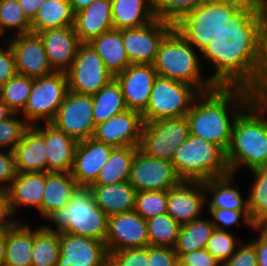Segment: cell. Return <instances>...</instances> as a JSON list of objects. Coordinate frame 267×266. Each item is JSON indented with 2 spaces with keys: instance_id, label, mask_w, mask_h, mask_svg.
I'll list each match as a JSON object with an SVG mask.
<instances>
[{
  "instance_id": "6da1fadb",
  "label": "cell",
  "mask_w": 267,
  "mask_h": 266,
  "mask_svg": "<svg viewBox=\"0 0 267 266\" xmlns=\"http://www.w3.org/2000/svg\"><path fill=\"white\" fill-rule=\"evenodd\" d=\"M214 66L216 87H242L267 95V14L239 10L200 52Z\"/></svg>"
},
{
  "instance_id": "7a4b0ae2",
  "label": "cell",
  "mask_w": 267,
  "mask_h": 266,
  "mask_svg": "<svg viewBox=\"0 0 267 266\" xmlns=\"http://www.w3.org/2000/svg\"><path fill=\"white\" fill-rule=\"evenodd\" d=\"M257 96L242 87H216L201 93L186 115L190 135L227 151L235 120Z\"/></svg>"
},
{
  "instance_id": "3957f363",
  "label": "cell",
  "mask_w": 267,
  "mask_h": 266,
  "mask_svg": "<svg viewBox=\"0 0 267 266\" xmlns=\"http://www.w3.org/2000/svg\"><path fill=\"white\" fill-rule=\"evenodd\" d=\"M267 95H258L237 117L226 159L231 174L267 167ZM237 170V171H236Z\"/></svg>"
},
{
  "instance_id": "277c9868",
  "label": "cell",
  "mask_w": 267,
  "mask_h": 266,
  "mask_svg": "<svg viewBox=\"0 0 267 266\" xmlns=\"http://www.w3.org/2000/svg\"><path fill=\"white\" fill-rule=\"evenodd\" d=\"M199 51L173 28L160 43L153 62L158 76L196 87L201 93L216 88L209 77H203Z\"/></svg>"
},
{
  "instance_id": "5b68a950",
  "label": "cell",
  "mask_w": 267,
  "mask_h": 266,
  "mask_svg": "<svg viewBox=\"0 0 267 266\" xmlns=\"http://www.w3.org/2000/svg\"><path fill=\"white\" fill-rule=\"evenodd\" d=\"M56 228L42 225L51 232H66L104 241L107 235L108 216L95 204L88 188H79L63 208L53 211L45 220Z\"/></svg>"
},
{
  "instance_id": "8992f818",
  "label": "cell",
  "mask_w": 267,
  "mask_h": 266,
  "mask_svg": "<svg viewBox=\"0 0 267 266\" xmlns=\"http://www.w3.org/2000/svg\"><path fill=\"white\" fill-rule=\"evenodd\" d=\"M171 162L183 181H206L231 174L226 151L193 135L177 147Z\"/></svg>"
},
{
  "instance_id": "52a82bcc",
  "label": "cell",
  "mask_w": 267,
  "mask_h": 266,
  "mask_svg": "<svg viewBox=\"0 0 267 266\" xmlns=\"http://www.w3.org/2000/svg\"><path fill=\"white\" fill-rule=\"evenodd\" d=\"M238 8L223 3L199 4L175 24L176 31L201 52L220 31L224 30Z\"/></svg>"
},
{
  "instance_id": "ba28073f",
  "label": "cell",
  "mask_w": 267,
  "mask_h": 266,
  "mask_svg": "<svg viewBox=\"0 0 267 266\" xmlns=\"http://www.w3.org/2000/svg\"><path fill=\"white\" fill-rule=\"evenodd\" d=\"M201 92L194 86L157 76L154 80L143 122L186 116Z\"/></svg>"
},
{
  "instance_id": "9c48e42d",
  "label": "cell",
  "mask_w": 267,
  "mask_h": 266,
  "mask_svg": "<svg viewBox=\"0 0 267 266\" xmlns=\"http://www.w3.org/2000/svg\"><path fill=\"white\" fill-rule=\"evenodd\" d=\"M68 92L65 72L33 79V85L24 110L20 113L29 126L51 123ZM39 122V123H38Z\"/></svg>"
},
{
  "instance_id": "30bf717a",
  "label": "cell",
  "mask_w": 267,
  "mask_h": 266,
  "mask_svg": "<svg viewBox=\"0 0 267 266\" xmlns=\"http://www.w3.org/2000/svg\"><path fill=\"white\" fill-rule=\"evenodd\" d=\"M189 136L186 116L144 122L139 149L149 157L171 161L177 147Z\"/></svg>"
},
{
  "instance_id": "8fae6325",
  "label": "cell",
  "mask_w": 267,
  "mask_h": 266,
  "mask_svg": "<svg viewBox=\"0 0 267 266\" xmlns=\"http://www.w3.org/2000/svg\"><path fill=\"white\" fill-rule=\"evenodd\" d=\"M65 73L69 91L91 96L114 79L89 43L78 46L76 57Z\"/></svg>"
},
{
  "instance_id": "7c38bea8",
  "label": "cell",
  "mask_w": 267,
  "mask_h": 266,
  "mask_svg": "<svg viewBox=\"0 0 267 266\" xmlns=\"http://www.w3.org/2000/svg\"><path fill=\"white\" fill-rule=\"evenodd\" d=\"M182 181L171 161L149 157L137 149L129 178V183L137 192L168 191Z\"/></svg>"
},
{
  "instance_id": "4fadbf2b",
  "label": "cell",
  "mask_w": 267,
  "mask_h": 266,
  "mask_svg": "<svg viewBox=\"0 0 267 266\" xmlns=\"http://www.w3.org/2000/svg\"><path fill=\"white\" fill-rule=\"evenodd\" d=\"M92 111L91 95L68 90L51 124L77 141L86 140L95 129Z\"/></svg>"
},
{
  "instance_id": "5bb4252c",
  "label": "cell",
  "mask_w": 267,
  "mask_h": 266,
  "mask_svg": "<svg viewBox=\"0 0 267 266\" xmlns=\"http://www.w3.org/2000/svg\"><path fill=\"white\" fill-rule=\"evenodd\" d=\"M173 24L156 18L139 28L122 29L123 45L131 64H153L163 38Z\"/></svg>"
},
{
  "instance_id": "9a60e30c",
  "label": "cell",
  "mask_w": 267,
  "mask_h": 266,
  "mask_svg": "<svg viewBox=\"0 0 267 266\" xmlns=\"http://www.w3.org/2000/svg\"><path fill=\"white\" fill-rule=\"evenodd\" d=\"M59 247L57 266H109V253L104 241L60 232Z\"/></svg>"
},
{
  "instance_id": "2e32d148",
  "label": "cell",
  "mask_w": 267,
  "mask_h": 266,
  "mask_svg": "<svg viewBox=\"0 0 267 266\" xmlns=\"http://www.w3.org/2000/svg\"><path fill=\"white\" fill-rule=\"evenodd\" d=\"M143 124L140 112L127 109L95 125L92 138L114 148L139 147Z\"/></svg>"
},
{
  "instance_id": "e0dca14e",
  "label": "cell",
  "mask_w": 267,
  "mask_h": 266,
  "mask_svg": "<svg viewBox=\"0 0 267 266\" xmlns=\"http://www.w3.org/2000/svg\"><path fill=\"white\" fill-rule=\"evenodd\" d=\"M7 39L15 56L17 74L34 79L55 72L48 61L43 42L38 34L32 32L17 34Z\"/></svg>"
},
{
  "instance_id": "ac0fdd59",
  "label": "cell",
  "mask_w": 267,
  "mask_h": 266,
  "mask_svg": "<svg viewBox=\"0 0 267 266\" xmlns=\"http://www.w3.org/2000/svg\"><path fill=\"white\" fill-rule=\"evenodd\" d=\"M105 244L108 253L149 246L146 220L136 211L108 217Z\"/></svg>"
},
{
  "instance_id": "d6986e66",
  "label": "cell",
  "mask_w": 267,
  "mask_h": 266,
  "mask_svg": "<svg viewBox=\"0 0 267 266\" xmlns=\"http://www.w3.org/2000/svg\"><path fill=\"white\" fill-rule=\"evenodd\" d=\"M207 195L204 181H182L167 191V213L180 225L201 218Z\"/></svg>"
},
{
  "instance_id": "ffe728a7",
  "label": "cell",
  "mask_w": 267,
  "mask_h": 266,
  "mask_svg": "<svg viewBox=\"0 0 267 266\" xmlns=\"http://www.w3.org/2000/svg\"><path fill=\"white\" fill-rule=\"evenodd\" d=\"M157 76L151 64H131L114 77L121 86L128 109L140 113L146 109Z\"/></svg>"
},
{
  "instance_id": "44dd1931",
  "label": "cell",
  "mask_w": 267,
  "mask_h": 266,
  "mask_svg": "<svg viewBox=\"0 0 267 266\" xmlns=\"http://www.w3.org/2000/svg\"><path fill=\"white\" fill-rule=\"evenodd\" d=\"M114 147L93 138L78 141L71 175L80 188H89L96 182Z\"/></svg>"
},
{
  "instance_id": "7402d4cb",
  "label": "cell",
  "mask_w": 267,
  "mask_h": 266,
  "mask_svg": "<svg viewBox=\"0 0 267 266\" xmlns=\"http://www.w3.org/2000/svg\"><path fill=\"white\" fill-rule=\"evenodd\" d=\"M37 34L43 42L52 69L55 72H66L81 44L74 26L46 29Z\"/></svg>"
},
{
  "instance_id": "603a6c76",
  "label": "cell",
  "mask_w": 267,
  "mask_h": 266,
  "mask_svg": "<svg viewBox=\"0 0 267 266\" xmlns=\"http://www.w3.org/2000/svg\"><path fill=\"white\" fill-rule=\"evenodd\" d=\"M44 128L36 124L33 127L44 137L47 146V172H71L78 141L45 123Z\"/></svg>"
},
{
  "instance_id": "cb8c5ba5",
  "label": "cell",
  "mask_w": 267,
  "mask_h": 266,
  "mask_svg": "<svg viewBox=\"0 0 267 266\" xmlns=\"http://www.w3.org/2000/svg\"><path fill=\"white\" fill-rule=\"evenodd\" d=\"M46 172L18 173L5 190L12 215L21 207L41 208Z\"/></svg>"
},
{
  "instance_id": "d4e9b609",
  "label": "cell",
  "mask_w": 267,
  "mask_h": 266,
  "mask_svg": "<svg viewBox=\"0 0 267 266\" xmlns=\"http://www.w3.org/2000/svg\"><path fill=\"white\" fill-rule=\"evenodd\" d=\"M95 204L108 216L135 211L137 191L129 181L93 184L88 188Z\"/></svg>"
},
{
  "instance_id": "484cf974",
  "label": "cell",
  "mask_w": 267,
  "mask_h": 266,
  "mask_svg": "<svg viewBox=\"0 0 267 266\" xmlns=\"http://www.w3.org/2000/svg\"><path fill=\"white\" fill-rule=\"evenodd\" d=\"M74 29L81 43H89L113 29L111 0H95L75 13Z\"/></svg>"
},
{
  "instance_id": "4316f807",
  "label": "cell",
  "mask_w": 267,
  "mask_h": 266,
  "mask_svg": "<svg viewBox=\"0 0 267 266\" xmlns=\"http://www.w3.org/2000/svg\"><path fill=\"white\" fill-rule=\"evenodd\" d=\"M14 154L18 173L47 172V146L33 126L24 131Z\"/></svg>"
},
{
  "instance_id": "83f0119b",
  "label": "cell",
  "mask_w": 267,
  "mask_h": 266,
  "mask_svg": "<svg viewBox=\"0 0 267 266\" xmlns=\"http://www.w3.org/2000/svg\"><path fill=\"white\" fill-rule=\"evenodd\" d=\"M80 187L70 172H46L45 190L40 216L45 219L53 211L65 207Z\"/></svg>"
},
{
  "instance_id": "f1b7e54d",
  "label": "cell",
  "mask_w": 267,
  "mask_h": 266,
  "mask_svg": "<svg viewBox=\"0 0 267 266\" xmlns=\"http://www.w3.org/2000/svg\"><path fill=\"white\" fill-rule=\"evenodd\" d=\"M234 174L224 177L212 178L204 181L207 195L208 209H228L235 211H249L248 200L242 198L237 184L233 186ZM211 199L208 200V196Z\"/></svg>"
},
{
  "instance_id": "f546056e",
  "label": "cell",
  "mask_w": 267,
  "mask_h": 266,
  "mask_svg": "<svg viewBox=\"0 0 267 266\" xmlns=\"http://www.w3.org/2000/svg\"><path fill=\"white\" fill-rule=\"evenodd\" d=\"M89 44L95 49L107 70L114 77L131 65L123 45L122 30H109L94 38Z\"/></svg>"
},
{
  "instance_id": "4dcf8cb0",
  "label": "cell",
  "mask_w": 267,
  "mask_h": 266,
  "mask_svg": "<svg viewBox=\"0 0 267 266\" xmlns=\"http://www.w3.org/2000/svg\"><path fill=\"white\" fill-rule=\"evenodd\" d=\"M111 2L113 29L139 28L156 19L150 0H111Z\"/></svg>"
},
{
  "instance_id": "1f68e13d",
  "label": "cell",
  "mask_w": 267,
  "mask_h": 266,
  "mask_svg": "<svg viewBox=\"0 0 267 266\" xmlns=\"http://www.w3.org/2000/svg\"><path fill=\"white\" fill-rule=\"evenodd\" d=\"M34 230L18 220L6 231L4 266H31Z\"/></svg>"
},
{
  "instance_id": "d6a6232c",
  "label": "cell",
  "mask_w": 267,
  "mask_h": 266,
  "mask_svg": "<svg viewBox=\"0 0 267 266\" xmlns=\"http://www.w3.org/2000/svg\"><path fill=\"white\" fill-rule=\"evenodd\" d=\"M75 12L68 0H46L31 21V32L74 26Z\"/></svg>"
},
{
  "instance_id": "836d02e7",
  "label": "cell",
  "mask_w": 267,
  "mask_h": 266,
  "mask_svg": "<svg viewBox=\"0 0 267 266\" xmlns=\"http://www.w3.org/2000/svg\"><path fill=\"white\" fill-rule=\"evenodd\" d=\"M93 100V120L97 125L107 121L114 115L126 111L124 96L120 84L116 79H112L107 85L92 95Z\"/></svg>"
},
{
  "instance_id": "e575fe53",
  "label": "cell",
  "mask_w": 267,
  "mask_h": 266,
  "mask_svg": "<svg viewBox=\"0 0 267 266\" xmlns=\"http://www.w3.org/2000/svg\"><path fill=\"white\" fill-rule=\"evenodd\" d=\"M215 230L211 219L199 218L190 223L183 224L174 247L178 259L186 253L205 249L207 242Z\"/></svg>"
},
{
  "instance_id": "d590c367",
  "label": "cell",
  "mask_w": 267,
  "mask_h": 266,
  "mask_svg": "<svg viewBox=\"0 0 267 266\" xmlns=\"http://www.w3.org/2000/svg\"><path fill=\"white\" fill-rule=\"evenodd\" d=\"M139 147L114 148L101 168L94 184H113L129 181L131 165Z\"/></svg>"
},
{
  "instance_id": "8d00e7d4",
  "label": "cell",
  "mask_w": 267,
  "mask_h": 266,
  "mask_svg": "<svg viewBox=\"0 0 267 266\" xmlns=\"http://www.w3.org/2000/svg\"><path fill=\"white\" fill-rule=\"evenodd\" d=\"M250 171L255 177L247 195L250 218L255 228H267V167Z\"/></svg>"
},
{
  "instance_id": "74e56055",
  "label": "cell",
  "mask_w": 267,
  "mask_h": 266,
  "mask_svg": "<svg viewBox=\"0 0 267 266\" xmlns=\"http://www.w3.org/2000/svg\"><path fill=\"white\" fill-rule=\"evenodd\" d=\"M60 255L59 233L43 226L34 228L31 266H57Z\"/></svg>"
},
{
  "instance_id": "f35d334b",
  "label": "cell",
  "mask_w": 267,
  "mask_h": 266,
  "mask_svg": "<svg viewBox=\"0 0 267 266\" xmlns=\"http://www.w3.org/2000/svg\"><path fill=\"white\" fill-rule=\"evenodd\" d=\"M149 245L174 248L181 225L168 213L146 220Z\"/></svg>"
},
{
  "instance_id": "ab89813d",
  "label": "cell",
  "mask_w": 267,
  "mask_h": 266,
  "mask_svg": "<svg viewBox=\"0 0 267 266\" xmlns=\"http://www.w3.org/2000/svg\"><path fill=\"white\" fill-rule=\"evenodd\" d=\"M33 78L16 74L0 87V98L14 112L21 113L28 101Z\"/></svg>"
},
{
  "instance_id": "60d3db41",
  "label": "cell",
  "mask_w": 267,
  "mask_h": 266,
  "mask_svg": "<svg viewBox=\"0 0 267 266\" xmlns=\"http://www.w3.org/2000/svg\"><path fill=\"white\" fill-rule=\"evenodd\" d=\"M0 22L6 33L15 29L12 36L31 32V21L17 0H0Z\"/></svg>"
},
{
  "instance_id": "b9f144b4",
  "label": "cell",
  "mask_w": 267,
  "mask_h": 266,
  "mask_svg": "<svg viewBox=\"0 0 267 266\" xmlns=\"http://www.w3.org/2000/svg\"><path fill=\"white\" fill-rule=\"evenodd\" d=\"M135 211L145 220L167 213V191L137 192Z\"/></svg>"
},
{
  "instance_id": "7bdbcfd3",
  "label": "cell",
  "mask_w": 267,
  "mask_h": 266,
  "mask_svg": "<svg viewBox=\"0 0 267 266\" xmlns=\"http://www.w3.org/2000/svg\"><path fill=\"white\" fill-rule=\"evenodd\" d=\"M156 18L175 24L200 3L198 0H150Z\"/></svg>"
},
{
  "instance_id": "ee69618b",
  "label": "cell",
  "mask_w": 267,
  "mask_h": 266,
  "mask_svg": "<svg viewBox=\"0 0 267 266\" xmlns=\"http://www.w3.org/2000/svg\"><path fill=\"white\" fill-rule=\"evenodd\" d=\"M234 234L230 231L215 229L206 246V250L219 262L227 261L235 252L238 244Z\"/></svg>"
},
{
  "instance_id": "f6af8a7d",
  "label": "cell",
  "mask_w": 267,
  "mask_h": 266,
  "mask_svg": "<svg viewBox=\"0 0 267 266\" xmlns=\"http://www.w3.org/2000/svg\"><path fill=\"white\" fill-rule=\"evenodd\" d=\"M18 115L20 114L13 113L10 117L0 121V148L14 151L24 131L29 127L25 119L21 120Z\"/></svg>"
},
{
  "instance_id": "bcb514c9",
  "label": "cell",
  "mask_w": 267,
  "mask_h": 266,
  "mask_svg": "<svg viewBox=\"0 0 267 266\" xmlns=\"http://www.w3.org/2000/svg\"><path fill=\"white\" fill-rule=\"evenodd\" d=\"M207 212L213 217L211 220L215 229L221 231H228L227 228L240 225V220L243 218V222L250 226L251 229H255L249 211H235L228 209H208ZM240 219V220H239Z\"/></svg>"
},
{
  "instance_id": "7dc6e473",
  "label": "cell",
  "mask_w": 267,
  "mask_h": 266,
  "mask_svg": "<svg viewBox=\"0 0 267 266\" xmlns=\"http://www.w3.org/2000/svg\"><path fill=\"white\" fill-rule=\"evenodd\" d=\"M148 264V246L109 253V266H147Z\"/></svg>"
},
{
  "instance_id": "c3c4849f",
  "label": "cell",
  "mask_w": 267,
  "mask_h": 266,
  "mask_svg": "<svg viewBox=\"0 0 267 266\" xmlns=\"http://www.w3.org/2000/svg\"><path fill=\"white\" fill-rule=\"evenodd\" d=\"M221 266H258L257 253L254 245L249 241L237 246L234 254Z\"/></svg>"
},
{
  "instance_id": "681fc988",
  "label": "cell",
  "mask_w": 267,
  "mask_h": 266,
  "mask_svg": "<svg viewBox=\"0 0 267 266\" xmlns=\"http://www.w3.org/2000/svg\"><path fill=\"white\" fill-rule=\"evenodd\" d=\"M147 266H179L178 256L172 247L148 246Z\"/></svg>"
},
{
  "instance_id": "f907efd6",
  "label": "cell",
  "mask_w": 267,
  "mask_h": 266,
  "mask_svg": "<svg viewBox=\"0 0 267 266\" xmlns=\"http://www.w3.org/2000/svg\"><path fill=\"white\" fill-rule=\"evenodd\" d=\"M15 154L12 150H0V190L5 191L16 177Z\"/></svg>"
},
{
  "instance_id": "816d5d0a",
  "label": "cell",
  "mask_w": 267,
  "mask_h": 266,
  "mask_svg": "<svg viewBox=\"0 0 267 266\" xmlns=\"http://www.w3.org/2000/svg\"><path fill=\"white\" fill-rule=\"evenodd\" d=\"M17 74L15 56L11 46H0V87Z\"/></svg>"
},
{
  "instance_id": "f5cc1de1",
  "label": "cell",
  "mask_w": 267,
  "mask_h": 266,
  "mask_svg": "<svg viewBox=\"0 0 267 266\" xmlns=\"http://www.w3.org/2000/svg\"><path fill=\"white\" fill-rule=\"evenodd\" d=\"M179 266H221L206 249L183 254L179 259Z\"/></svg>"
},
{
  "instance_id": "db71d44e",
  "label": "cell",
  "mask_w": 267,
  "mask_h": 266,
  "mask_svg": "<svg viewBox=\"0 0 267 266\" xmlns=\"http://www.w3.org/2000/svg\"><path fill=\"white\" fill-rule=\"evenodd\" d=\"M258 238L250 242L254 245L257 253L258 266H267V228H255Z\"/></svg>"
},
{
  "instance_id": "11a10c76",
  "label": "cell",
  "mask_w": 267,
  "mask_h": 266,
  "mask_svg": "<svg viewBox=\"0 0 267 266\" xmlns=\"http://www.w3.org/2000/svg\"><path fill=\"white\" fill-rule=\"evenodd\" d=\"M224 2L253 14H267V3L264 0H224Z\"/></svg>"
},
{
  "instance_id": "9f6ffc18",
  "label": "cell",
  "mask_w": 267,
  "mask_h": 266,
  "mask_svg": "<svg viewBox=\"0 0 267 266\" xmlns=\"http://www.w3.org/2000/svg\"><path fill=\"white\" fill-rule=\"evenodd\" d=\"M16 221L17 218L11 213L5 191L0 190V232L7 231Z\"/></svg>"
},
{
  "instance_id": "6f0895ef",
  "label": "cell",
  "mask_w": 267,
  "mask_h": 266,
  "mask_svg": "<svg viewBox=\"0 0 267 266\" xmlns=\"http://www.w3.org/2000/svg\"><path fill=\"white\" fill-rule=\"evenodd\" d=\"M21 5L26 17L32 21L37 11L45 3L46 0H17Z\"/></svg>"
},
{
  "instance_id": "680465c9",
  "label": "cell",
  "mask_w": 267,
  "mask_h": 266,
  "mask_svg": "<svg viewBox=\"0 0 267 266\" xmlns=\"http://www.w3.org/2000/svg\"><path fill=\"white\" fill-rule=\"evenodd\" d=\"M75 13L84 10L89 4L95 0H68Z\"/></svg>"
},
{
  "instance_id": "91938a15",
  "label": "cell",
  "mask_w": 267,
  "mask_h": 266,
  "mask_svg": "<svg viewBox=\"0 0 267 266\" xmlns=\"http://www.w3.org/2000/svg\"><path fill=\"white\" fill-rule=\"evenodd\" d=\"M6 256V231L0 232V266L5 265Z\"/></svg>"
},
{
  "instance_id": "94428289",
  "label": "cell",
  "mask_w": 267,
  "mask_h": 266,
  "mask_svg": "<svg viewBox=\"0 0 267 266\" xmlns=\"http://www.w3.org/2000/svg\"><path fill=\"white\" fill-rule=\"evenodd\" d=\"M14 112L0 98V121L10 117Z\"/></svg>"
},
{
  "instance_id": "6125c7cd",
  "label": "cell",
  "mask_w": 267,
  "mask_h": 266,
  "mask_svg": "<svg viewBox=\"0 0 267 266\" xmlns=\"http://www.w3.org/2000/svg\"><path fill=\"white\" fill-rule=\"evenodd\" d=\"M200 4L223 3L224 0H198Z\"/></svg>"
},
{
  "instance_id": "be15d7a7",
  "label": "cell",
  "mask_w": 267,
  "mask_h": 266,
  "mask_svg": "<svg viewBox=\"0 0 267 266\" xmlns=\"http://www.w3.org/2000/svg\"><path fill=\"white\" fill-rule=\"evenodd\" d=\"M6 33V31L3 29L2 25H1V22H0V37L2 35H4Z\"/></svg>"
}]
</instances>
